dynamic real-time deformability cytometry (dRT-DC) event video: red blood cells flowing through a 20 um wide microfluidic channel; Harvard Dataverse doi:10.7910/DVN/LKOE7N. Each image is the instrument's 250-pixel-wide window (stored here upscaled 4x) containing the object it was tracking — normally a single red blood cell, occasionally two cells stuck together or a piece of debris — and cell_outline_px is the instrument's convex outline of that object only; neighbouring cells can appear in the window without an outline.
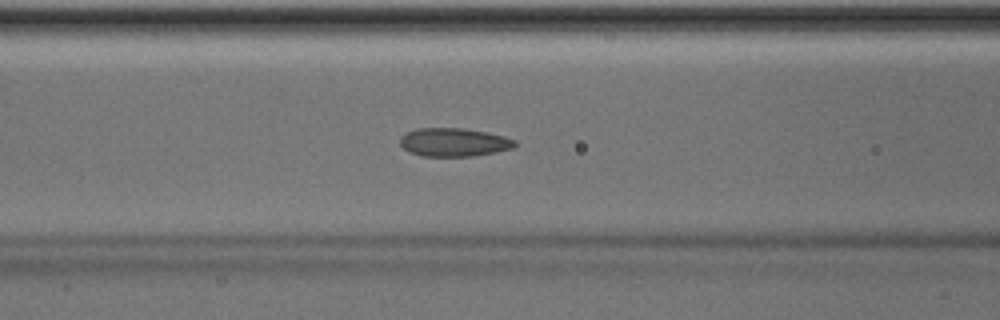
{"species": "Egyptian fruit bat (a non-hibernating species)", "species_latin": "Rousettus aegyptiacus", "temperature_condition": "room temperature", "stored_images_in_passage": 50, "camera_frame_rate_fps": 3000, "um_per_image_px": 0.085, "animal": {"sex": "male"}, "frame": {"image": 1, "passage_image": 20, "time_ms": 6.333, "image_size_px": [1000, 320], "cell_outline_px": [[516, 148], [496, 152], [472, 156], [420, 156], [408, 152], [400, 144], [400, 136], [404, 132], [416, 128], [464, 128], [504, 136], [516, 140]], "centroid_in_image_um": [38.56, 12.09], "position_along_channel_um": 128.0, "area_um2": 19.25}}
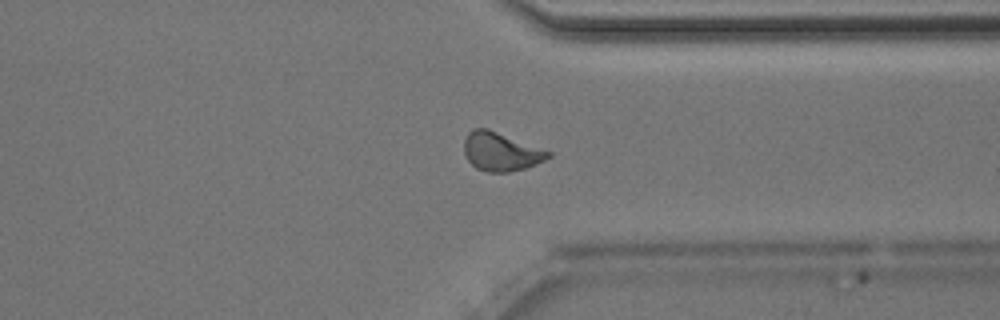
{"frame": {"image": 2, "passage_image": 38, "time_ms": 12.333, "image_size_px": [1000, 320], "cell_outline_px": [[552, 156], [536, 164], [524, 168], [508, 172], [488, 172], [476, 168], [468, 160], [464, 152], [464, 140], [468, 132], [472, 128], [488, 128], [552, 152]], "centroid_in_image_um": [42.56, 12.88], "position_along_channel_um": 368.8, "area_um2": 18.9}}
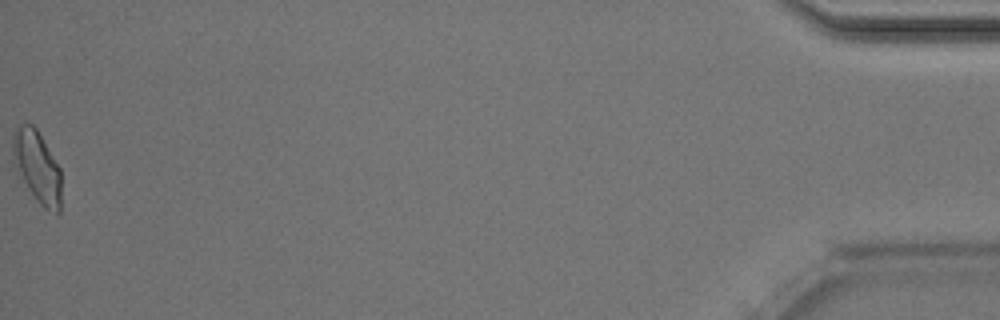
{"frame": {"image": 3, "passage_image": 50, "time_ms": 16.333, "image_size_px": [1000, 320], "cell_outline_px": [[60, 212], [56, 212], [44, 208], [36, 200], [12, 164], [12, 136], [16, 128], [20, 124], [32, 124], [36, 128], [60, 168]], "centroid_in_image_um": [3.12, 14.15], "position_along_channel_um": 432.1, "area_um2": 20.17}, "authors_computed_cell_mechanics": {"area_um2": 18.7272, "velocity_mm_per_s": 4.0282, "shape_relaxation_time_tau1_ms": 8.6685, "shape_relaxation_time_tau2_ms": 1.2787, "deformation_change_tau1": 0.1587, "deformation_change_tau2": 0.0764}}